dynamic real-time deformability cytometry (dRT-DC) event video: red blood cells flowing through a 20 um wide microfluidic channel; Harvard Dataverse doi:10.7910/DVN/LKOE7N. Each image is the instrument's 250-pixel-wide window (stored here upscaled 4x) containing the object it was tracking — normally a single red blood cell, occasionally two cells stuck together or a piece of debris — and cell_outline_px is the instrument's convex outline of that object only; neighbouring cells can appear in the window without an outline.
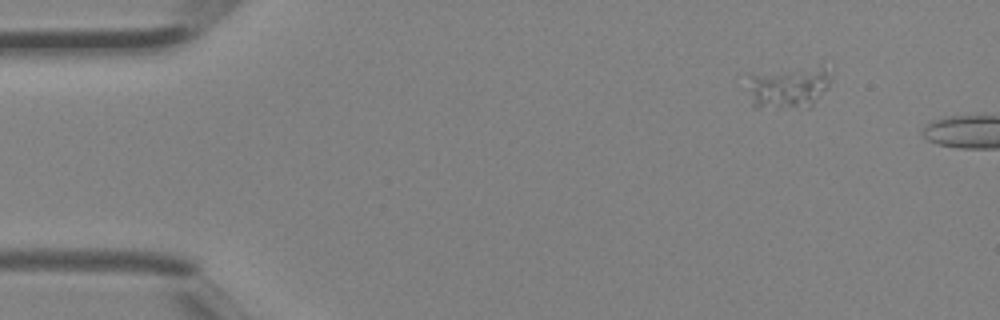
{"species": "Egyptian fruit bat (a non-hibernating species)", "species_latin": "Rousettus aegyptiacus", "temperature_condition": "room temperature", "stored_images_in_passage": 2, "segment_of_instrument_passage": [1, 2], "camera_frame_rate_fps": 3000, "um_per_image_px": 0.085, "animal": {"sex": "female"}, "frame": {"image": 1, "passage_image": 1, "time_ms": 0.0, "image_size_px": [1000, 320], "cell_outline_px": [[832, 80], [828, 88], [808, 108], [752, 108], [748, 88], [748, 72], [820, 64], [832, 72]], "centroid_in_image_um": [67.01, 7.36], "position_along_channel_um": 18.0, "area_um2": 21.85}}